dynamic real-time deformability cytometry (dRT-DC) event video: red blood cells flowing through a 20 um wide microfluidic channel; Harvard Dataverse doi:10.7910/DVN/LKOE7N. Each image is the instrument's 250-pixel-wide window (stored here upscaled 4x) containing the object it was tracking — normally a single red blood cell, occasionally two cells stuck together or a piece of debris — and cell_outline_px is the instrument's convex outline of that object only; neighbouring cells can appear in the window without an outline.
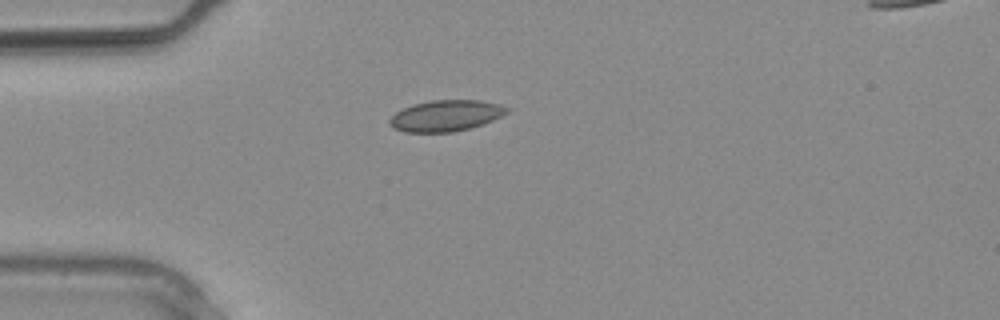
{"species": "common noctule bat (a hibernating species)", "species_latin": "Nyctalus noctula", "temperature_condition": "warm", "stored_images_in_passage": 14, "camera_frame_rate_fps": 3000, "um_per_image_px": 0.085, "animal": {"sex": "male", "body_mass_g": 20.4}, "frame": {"image": 1, "passage_image": 1, "time_ms": 0.0, "image_size_px": [1000, 320], "cell_outline_px": [[512, 108], [508, 112], [484, 124], [452, 132], [404, 132], [392, 128], [388, 124], [388, 120], [396, 112], [412, 104], [432, 100], [480, 100], [500, 104]], "centroid_in_image_um": [37.89, 9.83], "position_along_channel_um": 47.1, "area_um2": 21.39}}
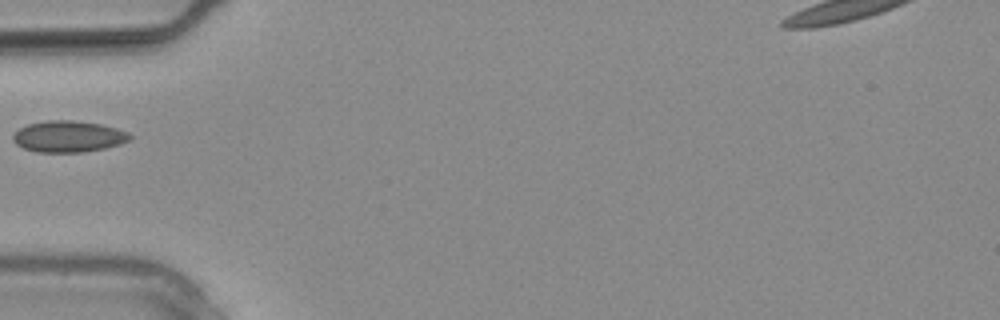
{"frame": {"image": 2, "passage_image": 3, "time_ms": 0.667, "image_size_px": [1000, 320], "cell_outline_px": [[132, 140], [120, 144], [104, 148], [84, 152], [36, 152], [24, 148], [16, 144], [12, 140], [12, 136], [20, 128], [28, 124], [48, 120], [72, 120], [100, 124], [116, 128], [128, 132], [132, 136]], "centroid_in_image_um": [5.83, 11.6], "position_along_channel_um": 79.2, "area_um2": 21.39}}